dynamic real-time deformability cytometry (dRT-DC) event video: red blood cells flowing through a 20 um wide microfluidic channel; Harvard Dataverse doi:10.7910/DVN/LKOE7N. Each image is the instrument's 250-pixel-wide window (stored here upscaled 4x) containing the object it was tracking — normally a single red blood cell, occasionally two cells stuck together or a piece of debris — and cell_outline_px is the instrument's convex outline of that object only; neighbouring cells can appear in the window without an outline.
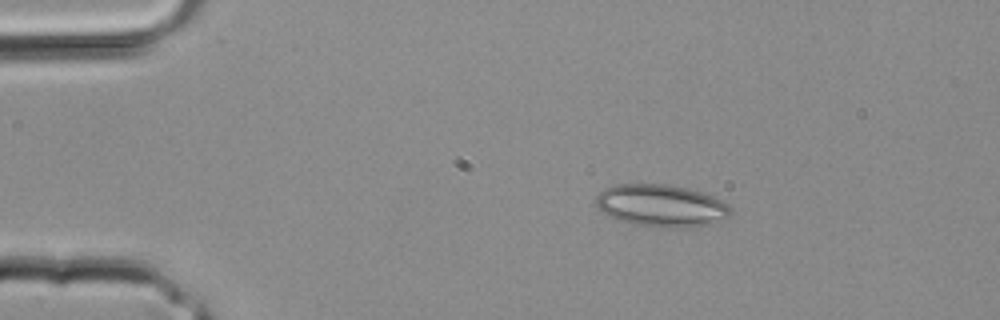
{"species": "common noctule bat (a hibernating species)", "species_latin": "Nyctalus noctula", "temperature_condition": "room temperature", "stored_images_in_passage": 2, "camera_frame_rate_fps": 3000, "um_per_image_px": 0.085, "animal": {"sex": "male", "body_mass_g": 20.4}, "frame": {"image": 1, "passage_image": 1, "time_ms": 0.0, "image_size_px": [1000, 320], "cell_outline_px": [[732, 216], [712, 224], [692, 228], [652, 228], [632, 224], [616, 220], [608, 216], [596, 204], [596, 196], [604, 188], [616, 184], [668, 184], [688, 188], [712, 196], [728, 204], [732, 208]], "centroid_in_image_um": [56.23, 17.51], "position_along_channel_um": 28.8, "area_um2": 33.87}}